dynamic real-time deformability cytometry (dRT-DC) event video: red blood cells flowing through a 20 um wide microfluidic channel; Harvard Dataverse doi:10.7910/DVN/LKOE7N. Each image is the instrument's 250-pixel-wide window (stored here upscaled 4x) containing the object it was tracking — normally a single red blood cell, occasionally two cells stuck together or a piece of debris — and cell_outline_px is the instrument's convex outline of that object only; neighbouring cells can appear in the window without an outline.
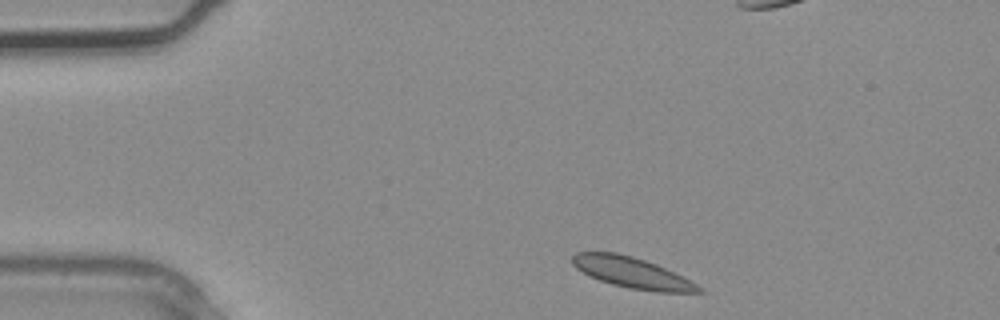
{"species": "common noctule bat (a hibernating species)", "species_latin": "Nyctalus noctula", "temperature_condition": "warm", "stored_images_in_passage": 2, "camera_frame_rate_fps": 3000, "um_per_image_px": 0.085, "animal": {"sex": "male", "body_mass_g": 20.4}, "frame": {"image": 1, "passage_image": 2, "time_ms": 0.333, "image_size_px": [1000, 320], "cell_outline_px": [[704, 292], [656, 292], [628, 288], [612, 284], [588, 276], [576, 268], [572, 264], [572, 256], [576, 252], [616, 252], [632, 256], [656, 264], [704, 288]], "centroid_in_image_um": [53.68, 23.18], "position_along_channel_um": 31.3, "area_um2": 22.48}}